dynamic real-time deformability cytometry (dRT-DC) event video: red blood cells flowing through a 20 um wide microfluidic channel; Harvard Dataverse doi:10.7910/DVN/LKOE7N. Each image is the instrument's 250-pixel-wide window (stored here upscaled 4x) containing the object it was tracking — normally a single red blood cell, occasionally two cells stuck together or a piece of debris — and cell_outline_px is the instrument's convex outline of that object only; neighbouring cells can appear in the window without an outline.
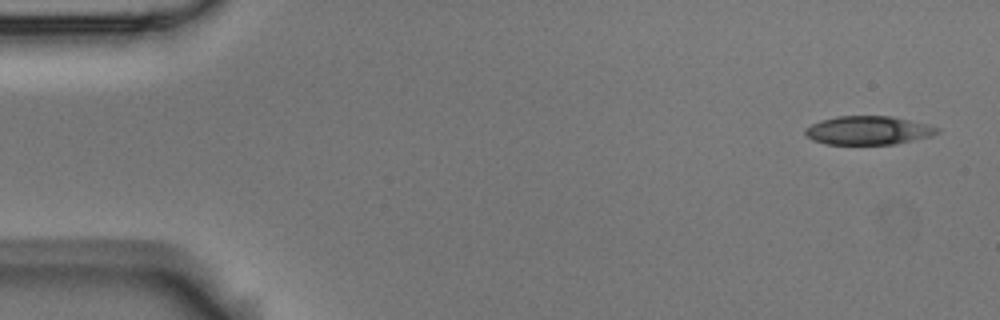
{"species": "Egyptian fruit bat (a non-hibernating species)", "species_latin": "Rousettus aegyptiacus", "temperature_condition": "room temperature", "stored_images_in_passage": 4, "camera_frame_rate_fps": 3000, "um_per_image_px": 0.085, "animal": {"sex": "male"}, "frame": {"image": 1, "passage_image": 1, "time_ms": 0.0, "image_size_px": [1000, 320], "cell_outline_px": [[940, 132], [932, 136], [892, 144], [824, 144], [812, 140], [804, 132], [804, 128], [820, 120], [836, 116], [892, 116], [940, 128]], "centroid_in_image_um": [73.76, 11.08], "position_along_channel_um": 11.2, "area_um2": 21.91}}
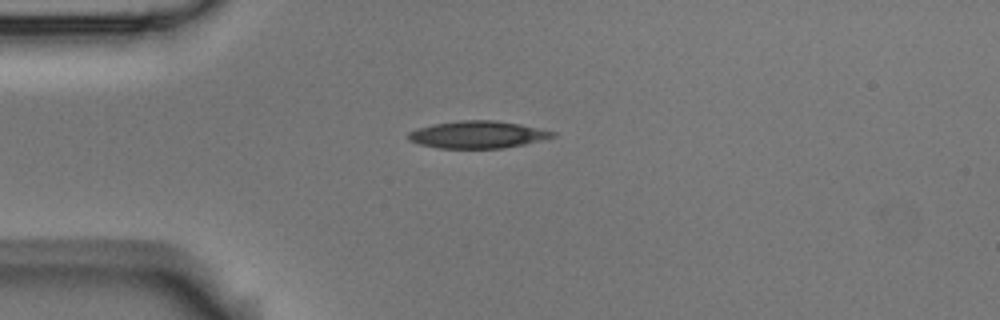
{"frame": {"image": 2, "passage_image": 4, "time_ms": 1.0, "image_size_px": [1000, 320], "cell_outline_px": [[556, 136], [544, 140], [504, 148], [440, 148], [420, 144], [408, 140], [408, 132], [416, 128], [432, 124], [460, 120], [496, 120], [520, 124], [556, 132]], "centroid_in_image_um": [40.6, 11.43], "position_along_channel_um": 44.4, "area_um2": 23.0}}